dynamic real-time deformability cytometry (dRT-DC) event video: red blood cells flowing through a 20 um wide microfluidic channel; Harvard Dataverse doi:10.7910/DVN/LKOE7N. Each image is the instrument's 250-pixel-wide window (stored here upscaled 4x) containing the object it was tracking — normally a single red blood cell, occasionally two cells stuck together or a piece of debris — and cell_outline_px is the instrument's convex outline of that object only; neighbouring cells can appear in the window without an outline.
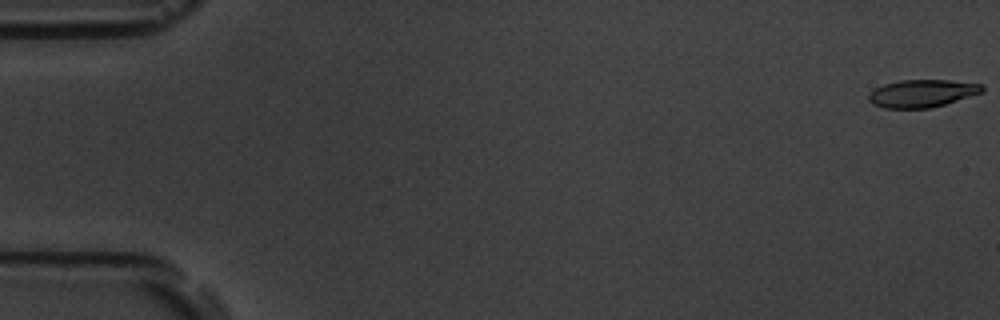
{"species": "common noctule bat (a hibernating species)", "species_latin": "Nyctalus noctula", "temperature_condition": "room temperature", "stored_images_in_passage": 6, "camera_frame_rate_fps": 3000, "um_per_image_px": 0.085, "animal": {"sex": "male", "body_mass_g": 19.5, "forearm_length_mm": 54.6}, "frame": {"image": 1, "passage_image": 1, "time_ms": 0.0, "image_size_px": [1000, 320], "cell_outline_px": [[984, 92], [932, 108], [884, 108], [872, 104], [868, 100], [868, 92], [884, 84], [900, 80], [948, 80], [984, 84]], "centroid_in_image_um": [78.38, 7.94], "position_along_channel_um": 6.6, "area_um2": 18.44}}
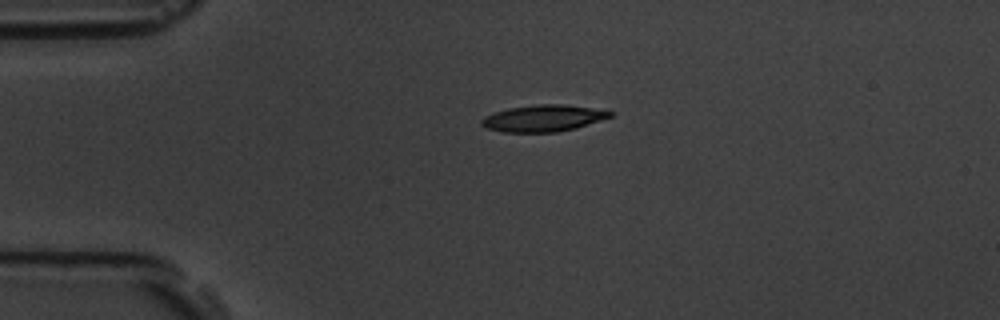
{"frame": {"image": 2, "passage_image": 5, "time_ms": 4.333, "image_size_px": [1000, 320], "cell_outline_px": [[616, 112], [612, 116], [576, 128], [556, 132], [504, 132], [488, 128], [480, 124], [480, 120], [484, 116], [508, 108], [540, 104], [564, 104], [592, 108]], "centroid_in_image_um": [46.18, 10.05], "position_along_channel_um": 38.8, "area_um2": 19.83}}